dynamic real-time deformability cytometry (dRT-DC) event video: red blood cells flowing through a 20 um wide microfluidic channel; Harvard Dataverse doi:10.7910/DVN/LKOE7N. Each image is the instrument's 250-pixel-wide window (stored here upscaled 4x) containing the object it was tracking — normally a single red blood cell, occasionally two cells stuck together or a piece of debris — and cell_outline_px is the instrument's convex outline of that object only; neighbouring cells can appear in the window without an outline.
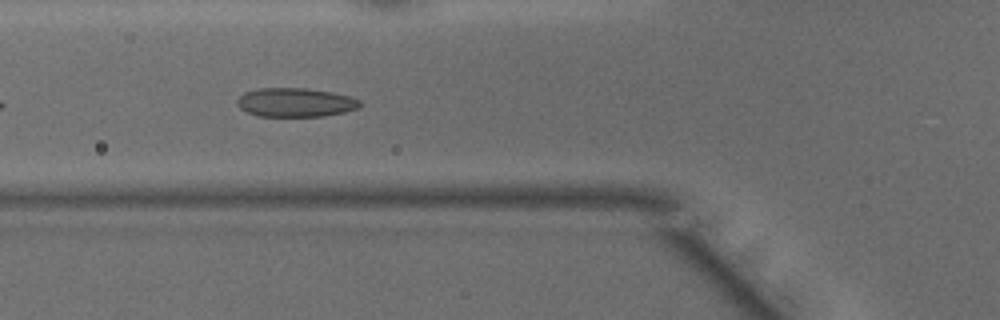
{"species": "common noctule bat (a hibernating species)", "species_latin": "Nyctalus noctula", "temperature_condition": "warm", "stored_images_in_passage": 11, "camera_frame_rate_fps": 3000, "um_per_image_px": 0.085, "animal": {"sex": "male", "body_mass_g": 15.6}, "frame": {"image": 1, "passage_image": 5, "time_ms": 1.333, "image_size_px": [1000, 320], "cell_outline_px": [[360, 104], [356, 108], [344, 112], [324, 116], [260, 116], [248, 112], [240, 108], [236, 104], [236, 100], [244, 92], [260, 88], [308, 88], [332, 92], [352, 96], [360, 100]], "centroid_in_image_um": [25.1, 8.69], "position_along_channel_um": 100.7, "area_um2": 20.69}}